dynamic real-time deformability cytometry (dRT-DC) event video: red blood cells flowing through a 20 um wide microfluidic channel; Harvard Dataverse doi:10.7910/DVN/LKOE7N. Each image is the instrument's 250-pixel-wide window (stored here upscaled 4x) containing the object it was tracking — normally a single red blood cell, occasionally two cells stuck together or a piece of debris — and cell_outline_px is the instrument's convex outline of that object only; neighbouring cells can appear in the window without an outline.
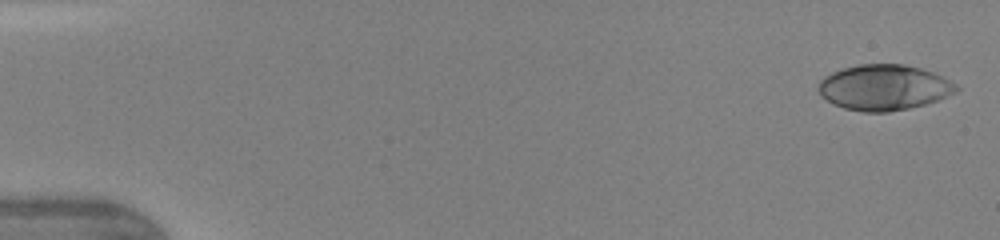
{"species": "human", "species_latin": "Homo sapiens", "temperature_condition": "warm", "stored_images_in_passage": 46, "camera_frame_rate_fps": 3000, "um_per_image_px": 0.085, "donor": {"sex": "female"}, "frame": {"image": 1, "passage_image": 1, "time_ms": 0.0, "image_size_px": [1000, 240], "cell_outline_px": [[960, 88], [956, 92], [936, 100], [924, 104], [908, 108], [888, 112], [864, 112], [844, 108], [832, 104], [820, 96], [816, 88], [820, 80], [824, 76], [832, 72], [844, 68], [860, 64], [904, 64], [920, 68], [932, 72], [956, 84]], "centroid_in_image_um": [75.08, 7.43], "position_along_channel_um": 9.9, "area_um2": 36.59}}
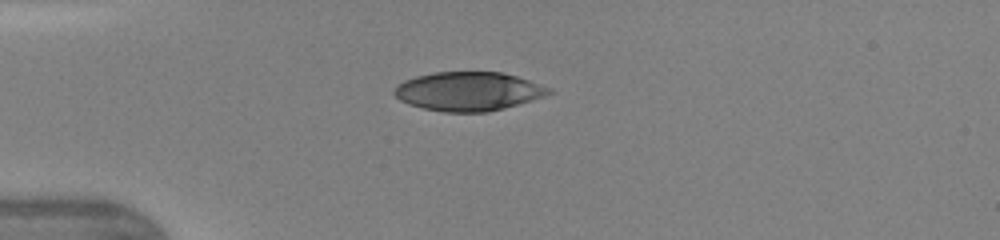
{"frame": {"image": 2, "passage_image": 12, "time_ms": 3.667, "image_size_px": [1000, 240], "cell_outline_px": [[552, 92], [544, 96], [504, 108], [488, 112], [444, 112], [424, 108], [400, 100], [392, 92], [396, 84], [404, 80], [416, 76], [436, 72], [500, 72], [516, 76], [552, 88]], "centroid_in_image_um": [39.79, 7.76], "position_along_channel_um": 45.2, "area_um2": 34.8}}
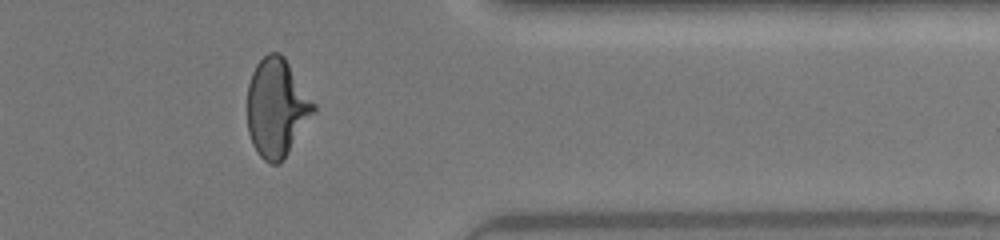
{"frame": {"image": 3, "passage_image": 38, "time_ms": 12.333, "image_size_px": [1000, 240], "cell_outline_px": [[316, 112], [280, 164], [272, 164], [264, 160], [260, 156], [252, 144], [248, 132], [248, 84], [252, 72], [256, 64], [268, 52], [280, 52], [284, 56], [316, 104]], "centroid_in_image_um": [23.53, 9.15], "position_along_channel_um": 387.9, "area_um2": 38.15}, "authors_computed_cell_mechanics": {"area_um2": 36.9342, "velocity_mm_per_s": 4.366, "shape_relaxation_time_tau1_ms": 4.3586, "shape_relaxation_time_tau2_ms": 0.8591, "deformation_change_tau1": 0.2162, "deformation_change_tau2": 0.0719}}